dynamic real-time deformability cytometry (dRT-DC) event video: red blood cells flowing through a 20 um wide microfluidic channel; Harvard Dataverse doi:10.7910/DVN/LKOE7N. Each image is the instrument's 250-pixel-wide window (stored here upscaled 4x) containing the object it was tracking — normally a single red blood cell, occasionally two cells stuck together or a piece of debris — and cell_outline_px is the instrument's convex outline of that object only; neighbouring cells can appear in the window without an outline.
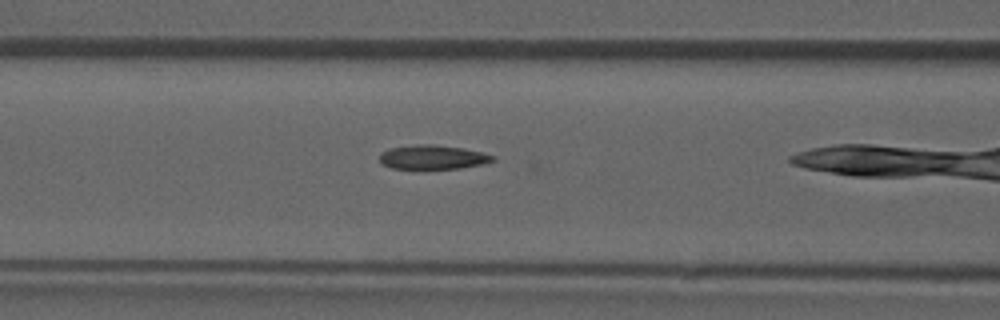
{"species": "common noctule bat (a hibernating species)", "species_latin": "Nyctalus noctula", "temperature_condition": "room temperature", "stored_images_in_passage": 15, "camera_frame_rate_fps": 3000, "um_per_image_px": 0.085, "animal": {"sex": "male", "forearm_length_mm": 52.5}, "frame": {"image": 1, "passage_image": 14, "time_ms": 4.333, "image_size_px": [1000, 320], "cell_outline_px": [[496, 160], [484, 164], [460, 168], [392, 168], [384, 164], [380, 160], [380, 152], [388, 148], [416, 144], [432, 144], [464, 148], [496, 156]], "centroid_in_image_um": [36.81, 13.34], "position_along_channel_um": 129.8, "area_um2": 15.9}}